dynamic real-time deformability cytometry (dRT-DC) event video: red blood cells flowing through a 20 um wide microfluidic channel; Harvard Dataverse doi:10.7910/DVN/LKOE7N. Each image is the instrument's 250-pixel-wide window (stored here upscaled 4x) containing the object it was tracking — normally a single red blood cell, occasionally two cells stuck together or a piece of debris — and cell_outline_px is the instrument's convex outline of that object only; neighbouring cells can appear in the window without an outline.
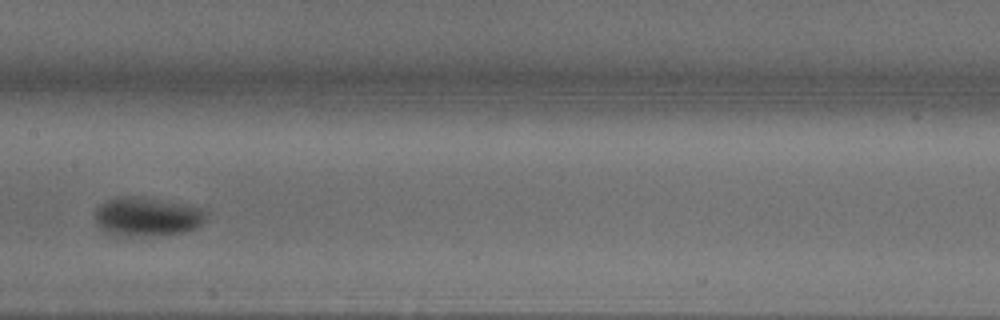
{"species": "common noctule bat (a hibernating species)", "species_latin": "Nyctalus noctula", "temperature_condition": "warm", "stored_images_in_passage": 30, "camera_frame_rate_fps": 3000, "um_per_image_px": 0.085, "animal": {"sex": "male", "body_mass_g": 18.8}, "frame": {"image": 1, "passage_image": 13, "time_ms": 4.0, "image_size_px": [1000, 320], "cell_outline_px": [[208, 212], [200, 224], [184, 232], [140, 236], [116, 236], [100, 228], [96, 224], [96, 208], [100, 204], [116, 196], [136, 196], [204, 208]], "centroid_in_image_um": [12.45, 18.41], "position_along_channel_um": 194.9, "area_um2": 24.91}}
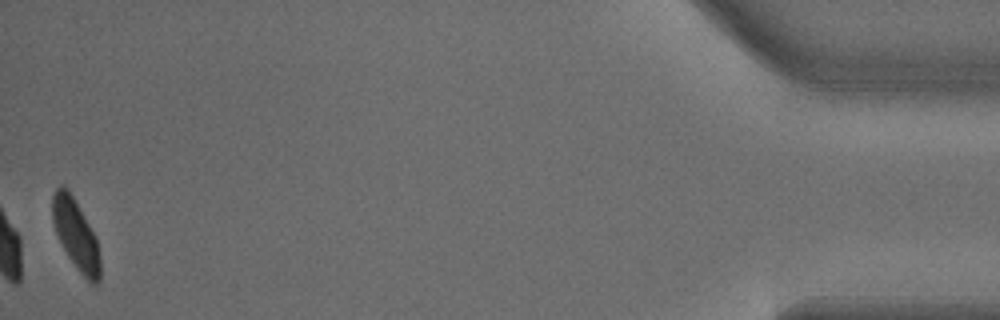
{"frame": {"image": 2, "passage_image": 30, "time_ms": 9.667, "image_size_px": [1000, 320], "cell_outline_px": [[100, 280], [96, 284], [92, 284], [80, 272], [68, 256], [56, 232], [52, 220], [52, 196], [56, 188], [60, 184], [68, 188], [96, 236], [100, 260]], "centroid_in_image_um": [6.45, 19.91], "position_along_channel_um": 428.8, "area_um2": 19.31}}